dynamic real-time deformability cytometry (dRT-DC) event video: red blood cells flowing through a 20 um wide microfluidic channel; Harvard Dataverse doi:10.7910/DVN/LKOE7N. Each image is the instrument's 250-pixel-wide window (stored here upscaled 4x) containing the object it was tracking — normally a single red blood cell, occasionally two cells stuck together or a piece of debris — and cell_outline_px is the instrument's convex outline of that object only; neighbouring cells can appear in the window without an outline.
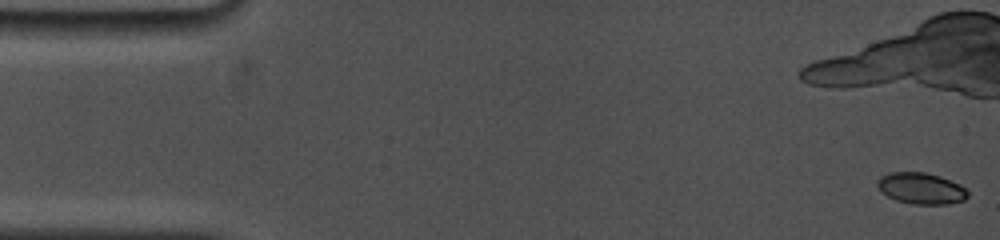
{"species": "common noctule bat (a hibernating species)", "species_latin": "Nyctalus noctula", "temperature_condition": "cold", "stored_images_in_passage": 68, "camera_frame_rate_fps": 5000, "um_per_image_px": 0.085, "animal": {"sex": "female", "body_mass_g": 19.0, "forearm_length_mm": 53.3}, "frame": {"image": 1, "passage_image": 1, "time_ms": 0.0, "image_size_px": [1000, 240], "cell_outline_px": [[968, 196], [964, 200], [948, 204], [912, 204], [896, 200], [880, 192], [876, 184], [876, 180], [880, 176], [888, 172], [924, 172], [940, 176], [960, 184], [968, 192]], "centroid_in_image_um": [78.26, 16.0], "position_along_channel_um": 6.7, "area_um2": 16.65}}
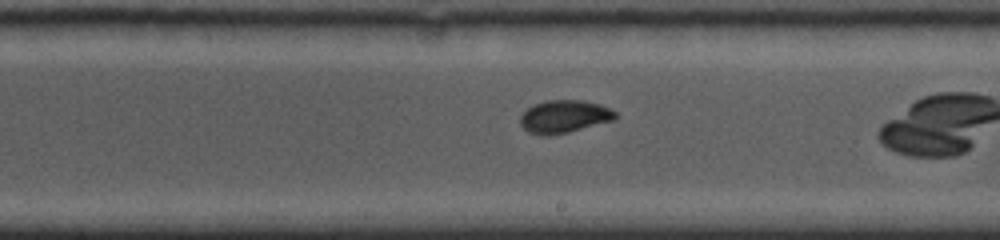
{"frame": {"image": 2, "passage_image": 41, "time_ms": 9.0, "image_size_px": [1000, 240], "cell_outline_px": [[616, 120], [568, 132], [548, 136], [540, 136], [528, 132], [520, 124], [520, 116], [528, 108], [536, 104], [548, 100], [584, 100], [600, 104], [616, 112]], "centroid_in_image_um": [47.97, 9.92], "position_along_channel_um": 241.0, "area_um2": 18.21}}
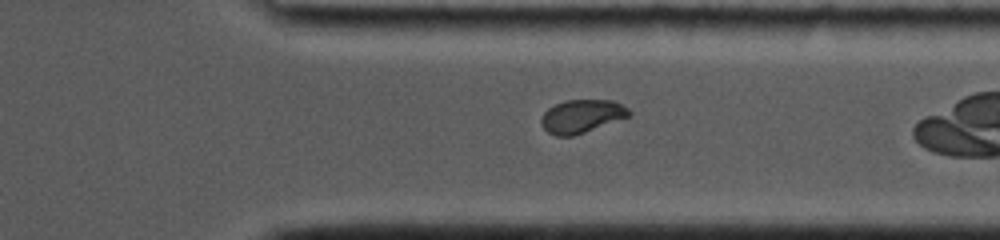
{"frame": {"image": 3, "passage_image": 61, "time_ms": 12.2, "image_size_px": [1000, 240], "cell_outline_px": [[632, 116], [572, 136], [556, 136], [548, 132], [540, 124], [540, 120], [544, 112], [548, 108], [564, 100], [612, 100], [628, 108], [632, 112]], "centroid_in_image_um": [49.45, 9.87], "position_along_channel_um": 361.9, "area_um2": 17.05}}